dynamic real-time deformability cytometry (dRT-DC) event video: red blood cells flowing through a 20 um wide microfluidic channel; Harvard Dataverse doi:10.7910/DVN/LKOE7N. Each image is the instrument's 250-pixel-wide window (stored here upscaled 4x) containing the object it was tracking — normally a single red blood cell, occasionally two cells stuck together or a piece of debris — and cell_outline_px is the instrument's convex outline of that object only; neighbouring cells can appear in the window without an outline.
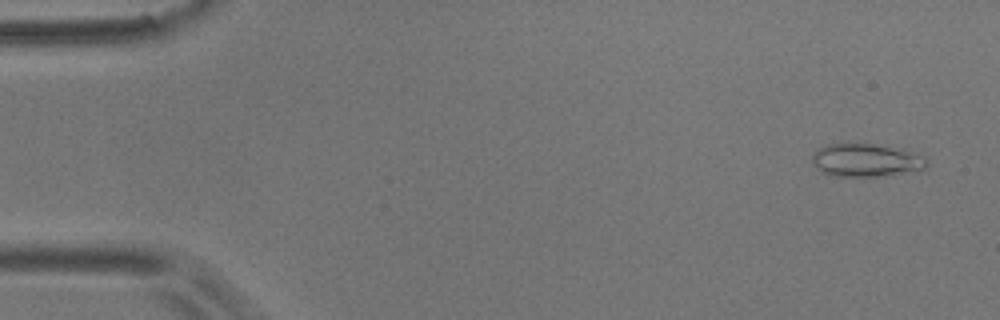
{"species": "common noctule bat (a hibernating species)", "species_latin": "Nyctalus noctula", "temperature_condition": "room temperature", "stored_images_in_passage": 15, "camera_frame_rate_fps": 3000, "um_per_image_px": 0.085, "animal": {"sex": "male", "body_mass_g": 17.9}, "frame": {"image": 1, "passage_image": 3, "time_ms": 0.667, "image_size_px": [1000, 320], "cell_outline_px": [[928, 164], [924, 168], [884, 176], [832, 176], [820, 172], [816, 168], [812, 160], [812, 156], [820, 148], [828, 144], [848, 140], [900, 148], [928, 156]], "centroid_in_image_um": [73.61, 13.57], "position_along_channel_um": 11.4, "area_um2": 22.77}}